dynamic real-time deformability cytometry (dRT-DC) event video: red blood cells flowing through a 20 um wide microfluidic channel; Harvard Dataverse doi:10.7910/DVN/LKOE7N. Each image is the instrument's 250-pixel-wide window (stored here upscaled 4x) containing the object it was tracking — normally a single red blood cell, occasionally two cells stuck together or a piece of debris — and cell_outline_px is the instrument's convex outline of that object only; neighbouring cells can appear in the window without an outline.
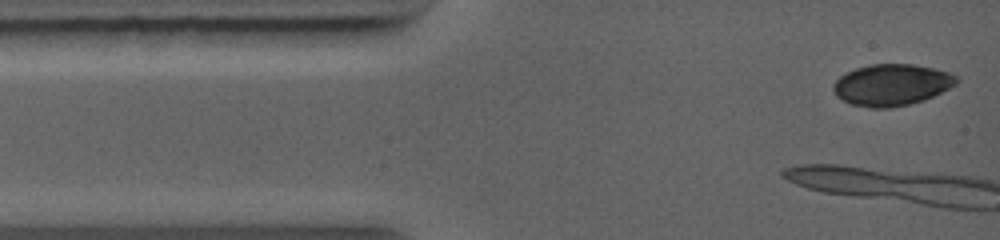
{"species": "common noctule bat (a hibernating species)", "species_latin": "Nyctalus noctula", "temperature_condition": "warm", "stored_images_in_passage": 6, "camera_frame_rate_fps": 5000, "um_per_image_px": 0.085, "animal": {"sex": "female", "body_mass_g": 19.0, "forearm_length_mm": 56.7}, "frame": {"image": 1, "passage_image": 1, "time_ms": 0.0, "image_size_px": [1000, 240], "cell_outline_px": [[960, 80], [956, 84], [932, 96], [908, 104], [884, 108], [872, 108], [852, 104], [836, 96], [832, 88], [832, 84], [840, 76], [856, 68], [872, 64], [912, 64], [932, 68], [948, 72], [960, 76]], "centroid_in_image_um": [75.79, 7.2], "position_along_channel_um": 9.2, "area_um2": 29.48}}